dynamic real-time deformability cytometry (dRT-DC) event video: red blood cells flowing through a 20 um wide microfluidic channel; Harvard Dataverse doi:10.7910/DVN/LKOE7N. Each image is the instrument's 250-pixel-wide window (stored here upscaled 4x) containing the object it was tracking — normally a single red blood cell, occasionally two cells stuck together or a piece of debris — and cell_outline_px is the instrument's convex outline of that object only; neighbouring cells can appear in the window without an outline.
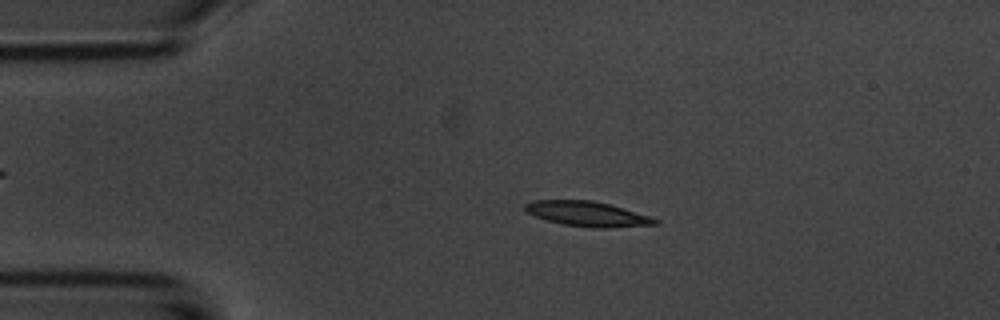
{"species": "common noctule bat (a hibernating species)", "species_latin": "Nyctalus noctula", "temperature_condition": "room temperature", "stored_images_in_passage": 3, "camera_frame_rate_fps": 3000, "um_per_image_px": 0.085, "animal": {"sex": "male", "body_mass_g": 20.1, "forearm_length_mm": 53.5}, "frame": {"image": 1, "passage_image": 2, "time_ms": 2.0, "image_size_px": [1000, 320], "cell_outline_px": [[660, 224], [608, 228], [596, 228], [564, 224], [548, 220], [536, 216], [528, 212], [524, 208], [524, 204], [532, 200], [592, 200], [624, 208], [660, 220]], "centroid_in_image_um": [49.95, 18.18], "position_along_channel_um": 35.0, "area_um2": 18.73}}